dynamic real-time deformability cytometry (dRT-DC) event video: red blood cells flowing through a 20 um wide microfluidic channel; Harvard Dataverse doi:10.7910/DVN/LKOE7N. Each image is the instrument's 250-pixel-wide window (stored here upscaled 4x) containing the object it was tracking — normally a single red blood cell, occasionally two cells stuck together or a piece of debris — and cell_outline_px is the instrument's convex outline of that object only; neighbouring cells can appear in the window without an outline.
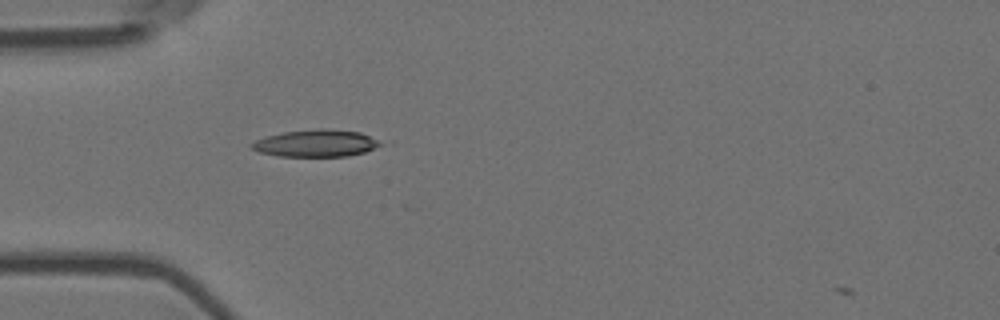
{"species": "Egyptian fruit bat (a non-hibernating species)", "species_latin": "Rousettus aegyptiacus", "temperature_condition": "room temperature", "stored_images_in_passage": 3, "camera_frame_rate_fps": 3000, "um_per_image_px": 0.085, "animal": {"sex": "female"}, "frame": {"image": 1, "passage_image": 2, "time_ms": 0.333, "image_size_px": [1000, 320], "cell_outline_px": [[380, 144], [364, 152], [348, 156], [280, 156], [260, 152], [252, 148], [248, 144], [264, 136], [284, 132], [320, 128], [328, 128], [360, 132], [380, 140]], "centroid_in_image_um": [26.82, 12.16], "position_along_channel_um": 58.2, "area_um2": 20.23}}